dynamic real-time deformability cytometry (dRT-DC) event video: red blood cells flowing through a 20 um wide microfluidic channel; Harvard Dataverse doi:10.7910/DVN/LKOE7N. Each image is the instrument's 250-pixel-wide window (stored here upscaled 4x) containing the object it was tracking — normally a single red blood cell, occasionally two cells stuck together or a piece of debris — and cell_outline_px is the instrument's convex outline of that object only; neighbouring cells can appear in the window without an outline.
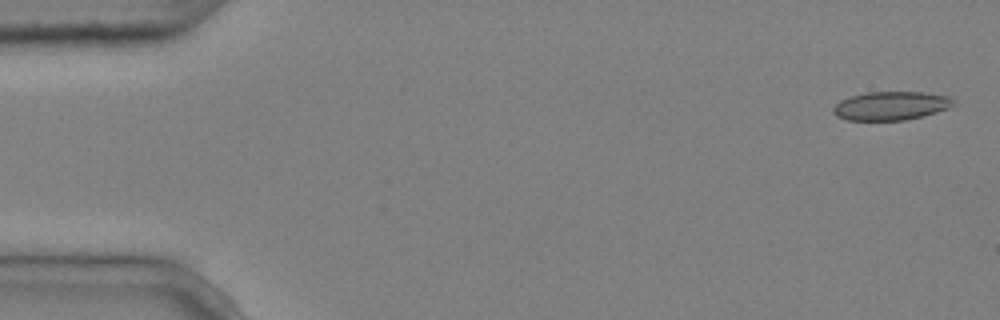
{"species": "common noctule bat (a hibernating species)", "species_latin": "Nyctalus noctula", "temperature_condition": "cold", "stored_images_in_passage": 5, "camera_frame_rate_fps": 3000, "um_per_image_px": 0.085, "animal": {"sex": "male", "body_mass_g": 20.4}, "frame": {"image": 1, "passage_image": 1, "time_ms": 0.0, "image_size_px": [1000, 320], "cell_outline_px": [[960, 104], [924, 116], [904, 120], [848, 120], [836, 116], [832, 112], [832, 108], [840, 100], [848, 96], [868, 92], [920, 92], [948, 96]], "centroid_in_image_um": [75.74, 8.99], "position_along_channel_um": 9.3, "area_um2": 20.23}}
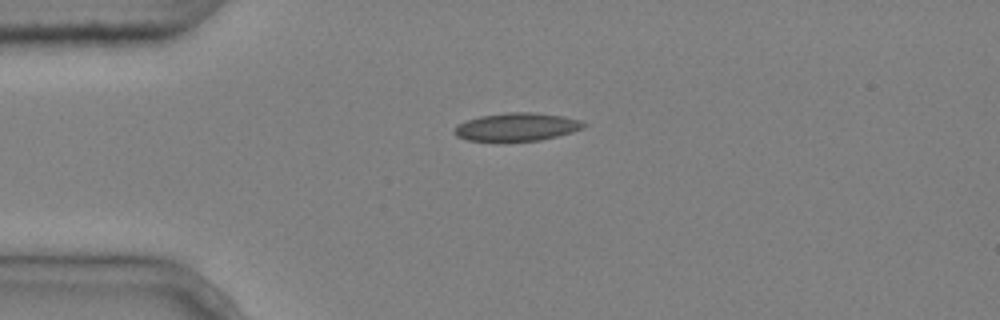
{"frame": {"image": 2, "passage_image": 4, "time_ms": 1.0, "image_size_px": [1000, 320], "cell_outline_px": [[588, 124], [584, 128], [572, 132], [540, 140], [504, 144], [500, 144], [468, 140], [456, 136], [452, 132], [460, 124], [468, 120], [480, 116], [504, 112], [532, 112], [564, 116], [580, 120]], "centroid_in_image_um": [43.91, 10.83], "position_along_channel_um": 41.1, "area_um2": 21.96}}